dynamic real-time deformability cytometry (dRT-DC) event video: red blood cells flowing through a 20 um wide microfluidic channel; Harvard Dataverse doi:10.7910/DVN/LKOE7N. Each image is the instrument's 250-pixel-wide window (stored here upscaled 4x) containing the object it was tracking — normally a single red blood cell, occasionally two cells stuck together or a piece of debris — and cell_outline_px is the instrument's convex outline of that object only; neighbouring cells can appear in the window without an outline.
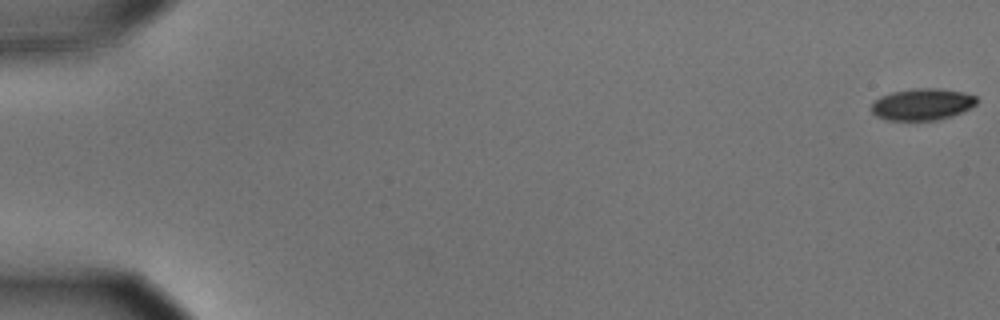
{"species": "common noctule bat (a hibernating species)", "species_latin": "Nyctalus noctula", "temperature_condition": "cold", "stored_images_in_passage": 57, "camera_frame_rate_fps": 3000, "um_per_image_px": 0.085, "animal": {"sex": "male", "body_mass_g": 15.6}, "frame": {"image": 1, "passage_image": 1, "time_ms": 0.0, "image_size_px": [1000, 320], "cell_outline_px": [[976, 104], [952, 116], [936, 120], [884, 120], [876, 116], [872, 112], [872, 104], [880, 96], [892, 92], [912, 88], [936, 88], [960, 92], [976, 96]], "centroid_in_image_um": [78.34, 8.87], "position_along_channel_um": 6.7, "area_um2": 19.25}}
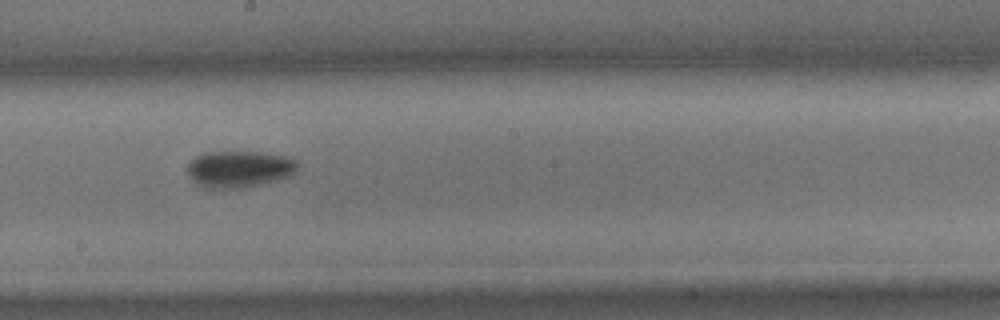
{"frame": {"image": 2, "passage_image": 33, "time_ms": 10.667, "image_size_px": [1000, 320], "cell_outline_px": [[300, 164], [292, 176], [244, 188], [204, 188], [192, 180], [188, 176], [188, 164], [196, 156], [204, 152], [260, 152], [284, 156], [296, 160]], "centroid_in_image_um": [20.34, 14.37], "position_along_channel_um": 227.9, "area_um2": 23.64}}
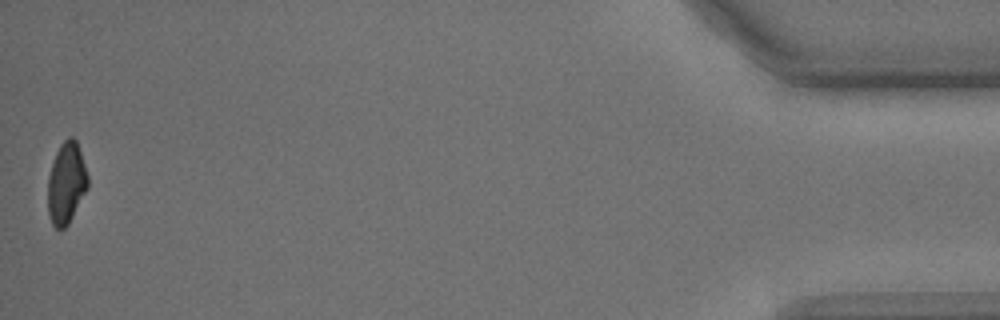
{"frame": {"image": 3, "passage_image": 57, "time_ms": 18.667, "image_size_px": [1000, 320], "cell_outline_px": [[88, 188], [68, 224], [64, 228], [56, 228], [52, 224], [48, 216], [48, 176], [56, 152], [60, 144], [68, 136], [72, 136], [76, 140], [88, 176]], "centroid_in_image_um": [5.63, 15.56], "position_along_channel_um": 429.6, "area_um2": 18.9}, "authors_computed_cell_mechanics": {"area_um2": 21.2704, "velocity_mm_per_s": 3.5849, "shape_relaxation_time_tau1_ms": 2.0178, "shape_relaxation_time_tau2_ms": null, "deformation_change_tau1": 0.1009, "deformation_change_tau2": null}}